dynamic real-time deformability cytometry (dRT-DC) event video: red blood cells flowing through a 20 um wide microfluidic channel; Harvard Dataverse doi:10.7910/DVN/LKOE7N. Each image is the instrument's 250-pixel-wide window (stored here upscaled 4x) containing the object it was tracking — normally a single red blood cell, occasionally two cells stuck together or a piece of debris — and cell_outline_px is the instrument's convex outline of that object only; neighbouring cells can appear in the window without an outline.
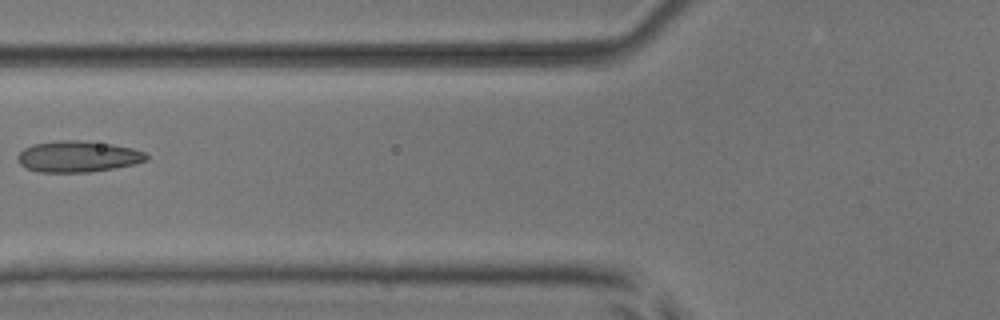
{"species": "common noctule bat (a hibernating species)", "species_latin": "Nyctalus noctula", "temperature_condition": "room temperature", "stored_images_in_passage": 6, "camera_frame_rate_fps": 3000, "um_per_image_px": 0.085, "animal": {"sex": "male", "body_mass_g": 17.9, "forearm_length_mm": 54.2}, "frame": {"image": 1, "passage_image": 6, "time_ms": 6.0, "image_size_px": [1000, 320], "cell_outline_px": [[148, 160], [136, 164], [116, 168], [88, 172], [36, 172], [20, 164], [16, 156], [24, 148], [32, 144], [56, 140], [80, 140], [112, 144], [132, 148], [144, 152], [148, 156]], "centroid_in_image_um": [6.63, 13.3], "position_along_channel_um": 119.2, "area_um2": 23.58}}